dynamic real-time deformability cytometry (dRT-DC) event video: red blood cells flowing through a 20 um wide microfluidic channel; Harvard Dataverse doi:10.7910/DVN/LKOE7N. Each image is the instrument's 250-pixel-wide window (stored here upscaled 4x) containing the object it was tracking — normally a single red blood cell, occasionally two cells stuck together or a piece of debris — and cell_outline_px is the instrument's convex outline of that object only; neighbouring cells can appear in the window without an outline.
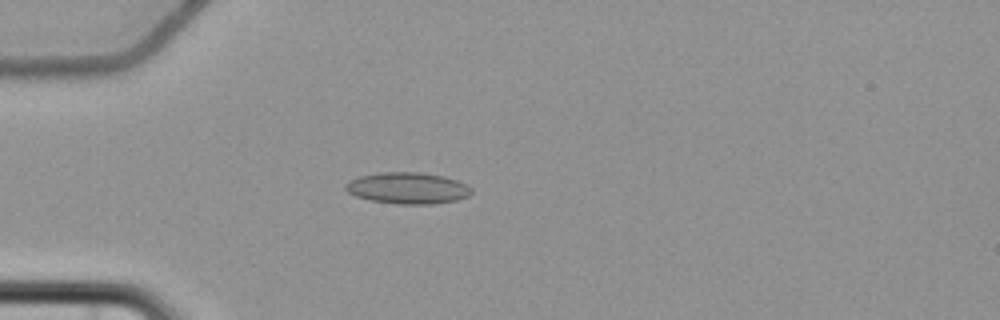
{"species": "common noctule bat (a hibernating species)", "species_latin": "Nyctalus noctula", "temperature_condition": "cold", "stored_images_in_passage": 4, "camera_frame_rate_fps": 3000, "um_per_image_px": 0.085, "animal": {"sex": "female", "body_mass_g": 22.7, "forearm_length_mm": 54.2}, "frame": {"image": 1, "passage_image": 4, "time_ms": 4.667, "image_size_px": [1000, 320], "cell_outline_px": [[472, 192], [468, 196], [456, 200], [432, 204], [396, 204], [368, 200], [356, 196], [348, 192], [344, 188], [344, 184], [360, 176], [380, 172], [420, 172], [444, 176], [468, 184], [472, 188]], "centroid_in_image_um": [34.66, 15.99], "position_along_channel_um": 50.3, "area_um2": 23.18}}